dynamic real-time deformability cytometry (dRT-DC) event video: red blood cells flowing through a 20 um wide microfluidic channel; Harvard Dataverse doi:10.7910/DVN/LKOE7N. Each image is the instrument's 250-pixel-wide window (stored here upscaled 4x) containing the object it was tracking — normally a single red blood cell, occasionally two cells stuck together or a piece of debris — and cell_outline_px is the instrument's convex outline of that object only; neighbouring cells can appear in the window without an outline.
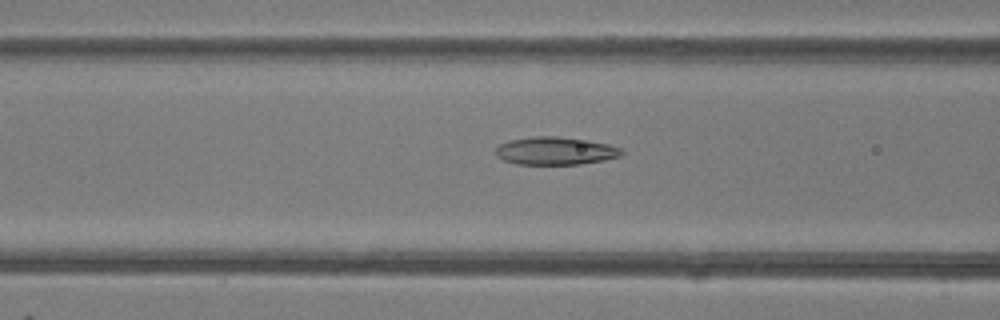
{"species": "common noctule bat (a hibernating species)", "species_latin": "Nyctalus noctula", "temperature_condition": "room temperature", "stored_images_in_passage": 49, "camera_frame_rate_fps": 3000, "um_per_image_px": 0.085, "animal": {"sex": "female"}, "frame": {"image": 1, "passage_image": 20, "time_ms": 6.333, "image_size_px": [1000, 320], "cell_outline_px": [[624, 152], [620, 156], [604, 160], [580, 164], [520, 164], [504, 160], [496, 156], [496, 148], [500, 144], [508, 140], [532, 136], [556, 136], [588, 140], [608, 144], [620, 148]], "centroid_in_image_um": [47.2, 12.81], "position_along_channel_um": 119.4, "area_um2": 20.4}}
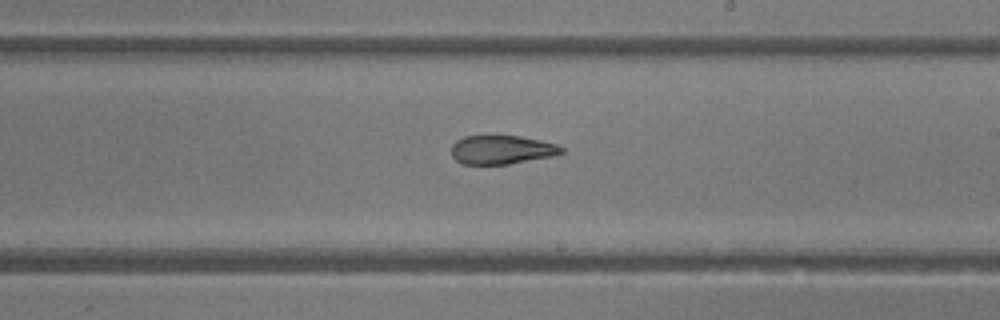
{"frame": {"image": 2, "passage_image": 29, "time_ms": 9.333, "image_size_px": [1000, 320], "cell_outline_px": [[564, 152], [552, 156], [508, 164], [460, 164], [452, 156], [452, 144], [456, 140], [464, 136], [488, 132], [520, 136], [540, 140], [556, 144], [564, 148]], "centroid_in_image_um": [42.59, 12.67], "position_along_channel_um": 246.4, "area_um2": 19.25}}
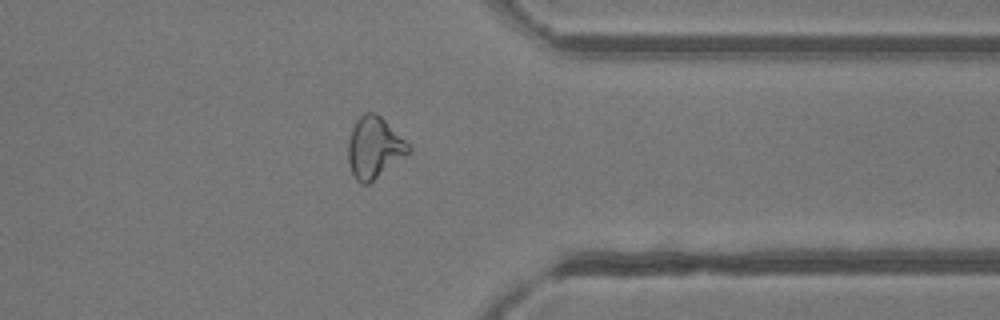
{"frame": {"image": 3, "passage_image": 39, "time_ms": 12.667, "image_size_px": [1000, 320], "cell_outline_px": [[412, 152], [368, 184], [360, 184], [356, 180], [352, 172], [348, 160], [348, 140], [352, 128], [356, 120], [364, 112], [376, 112], [412, 148]], "centroid_in_image_um": [31.8, 12.56], "position_along_channel_um": 379.6, "area_um2": 21.5}, "authors_computed_cell_mechanics": {"area_um2": 21.675, "velocity_mm_per_s": 4.2362, "shape_relaxation_time_tau1_ms": 7.8249, "shape_relaxation_time_tau2_ms": 2.1812, "deformation_change_tau1": 0.2479, "deformation_change_tau2": 0.1105}}